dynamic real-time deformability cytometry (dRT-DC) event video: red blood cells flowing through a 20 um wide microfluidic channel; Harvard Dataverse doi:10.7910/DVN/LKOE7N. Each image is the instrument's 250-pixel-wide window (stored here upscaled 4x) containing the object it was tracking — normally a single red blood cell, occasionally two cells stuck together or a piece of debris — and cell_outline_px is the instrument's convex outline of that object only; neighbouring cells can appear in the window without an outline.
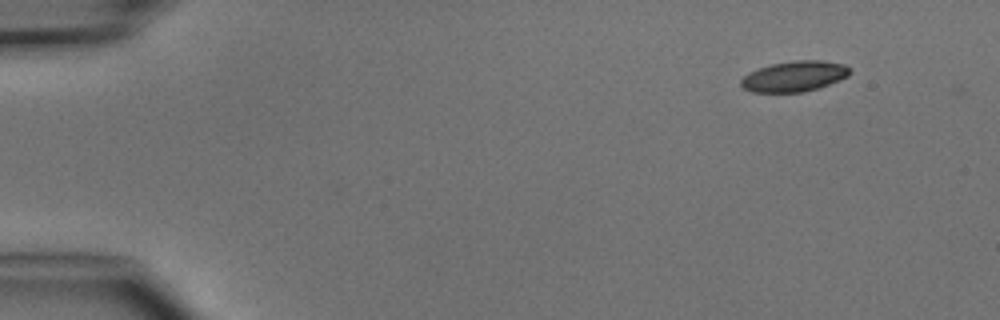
{"species": "common noctule bat (a hibernating species)", "species_latin": "Nyctalus noctula", "temperature_condition": "cold", "stored_images_in_passage": 3, "camera_frame_rate_fps": 3000, "um_per_image_px": 0.085, "animal": {"sex": "male", "body_mass_g": 15.6}, "frame": {"image": 1, "passage_image": 1, "time_ms": 0.0, "image_size_px": [1000, 320], "cell_outline_px": [[852, 72], [848, 76], [840, 80], [820, 88], [804, 92], [752, 92], [744, 88], [740, 84], [740, 80], [748, 72], [772, 64], [796, 60], [820, 60], [844, 64]], "centroid_in_image_um": [67.53, 6.49], "position_along_channel_um": 17.5, "area_um2": 19.42}}
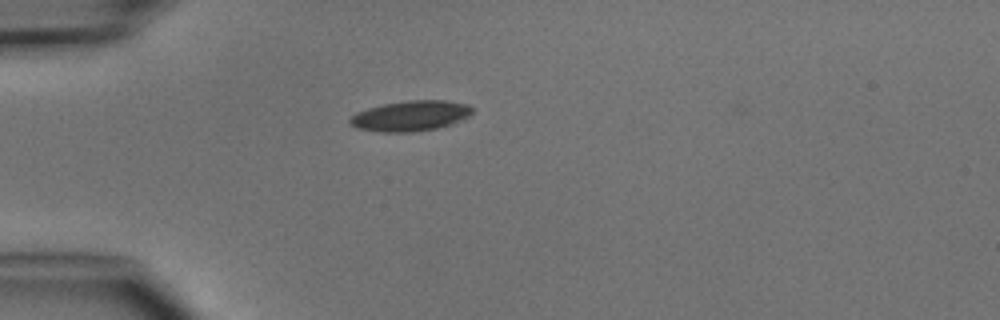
{"frame": {"image": 2, "passage_image": 3, "time_ms": 3.0, "image_size_px": [1000, 320], "cell_outline_px": [[472, 112], [468, 116], [452, 124], [436, 128], [412, 132], [380, 132], [356, 128], [348, 120], [356, 112], [368, 108], [384, 104], [408, 100], [444, 100], [468, 104], [472, 108]], "centroid_in_image_um": [34.89, 9.85], "position_along_channel_um": 50.1, "area_um2": 21.56}}